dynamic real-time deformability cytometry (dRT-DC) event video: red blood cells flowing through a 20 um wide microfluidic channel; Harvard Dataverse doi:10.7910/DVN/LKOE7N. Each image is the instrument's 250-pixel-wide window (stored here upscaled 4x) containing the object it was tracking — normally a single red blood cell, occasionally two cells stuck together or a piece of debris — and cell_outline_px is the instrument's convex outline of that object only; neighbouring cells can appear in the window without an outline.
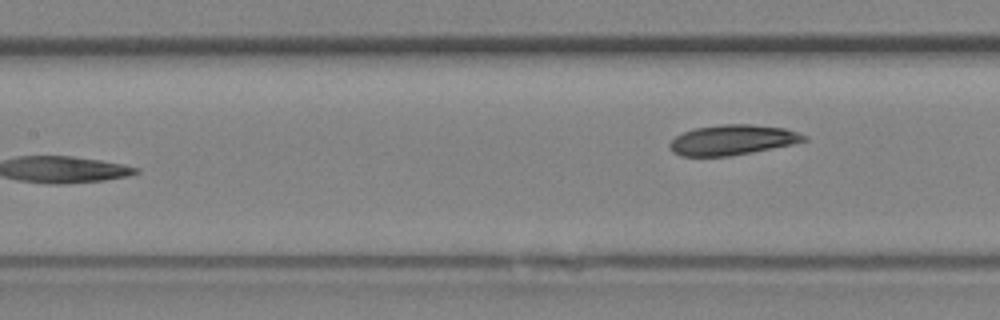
{"species": "Egyptian fruit bat (a non-hibernating species)", "species_latin": "Rousettus aegyptiacus", "temperature_condition": "room temperature", "stored_images_in_passage": 15, "camera_frame_rate_fps": 3000, "um_per_image_px": 0.085, "animal": {"sex": "female"}, "frame": {"image": 1, "passage_image": 15, "time_ms": 4.667, "image_size_px": [1000, 320], "cell_outline_px": [[808, 140], [792, 144], [728, 156], [680, 156], [672, 152], [668, 148], [668, 144], [676, 136], [684, 132], [696, 128], [724, 124], [752, 124], [784, 128], [808, 136]], "centroid_in_image_um": [62.23, 11.89], "position_along_channel_um": 145.2, "area_um2": 23.41}}